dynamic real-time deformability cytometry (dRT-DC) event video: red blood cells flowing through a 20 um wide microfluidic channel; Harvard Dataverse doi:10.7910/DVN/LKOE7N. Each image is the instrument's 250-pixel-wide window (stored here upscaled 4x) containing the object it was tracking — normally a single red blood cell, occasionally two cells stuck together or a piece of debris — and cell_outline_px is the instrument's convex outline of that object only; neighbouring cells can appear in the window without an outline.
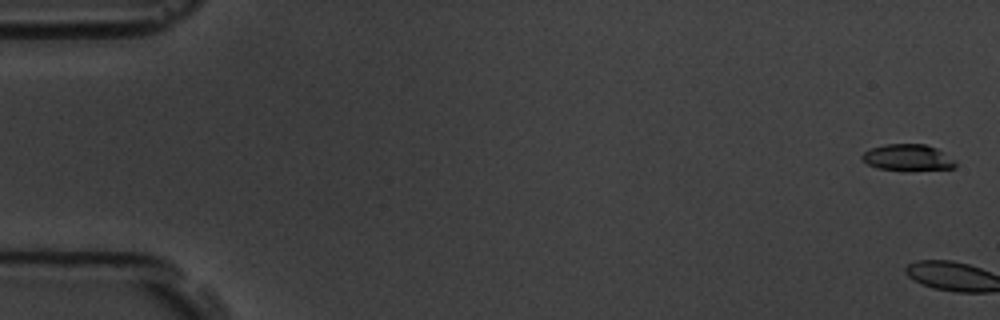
{"species": "common noctule bat (a hibernating species)", "species_latin": "Nyctalus noctula", "temperature_condition": "room temperature", "stored_images_in_passage": 4, "camera_frame_rate_fps": 3000, "um_per_image_px": 0.085, "animal": {"sex": "male", "body_mass_g": 19.5, "forearm_length_mm": 54.6}, "frame": {"image": 1, "passage_image": 2, "time_ms": 0.333, "image_size_px": [1000, 320], "cell_outline_px": [[956, 168], [904, 172], [876, 168], [860, 160], [860, 156], [864, 152], [872, 148], [884, 144], [924, 144], [936, 148], [952, 160], [956, 164]], "centroid_in_image_um": [77.1, 13.43], "position_along_channel_um": 7.9, "area_um2": 14.68}}